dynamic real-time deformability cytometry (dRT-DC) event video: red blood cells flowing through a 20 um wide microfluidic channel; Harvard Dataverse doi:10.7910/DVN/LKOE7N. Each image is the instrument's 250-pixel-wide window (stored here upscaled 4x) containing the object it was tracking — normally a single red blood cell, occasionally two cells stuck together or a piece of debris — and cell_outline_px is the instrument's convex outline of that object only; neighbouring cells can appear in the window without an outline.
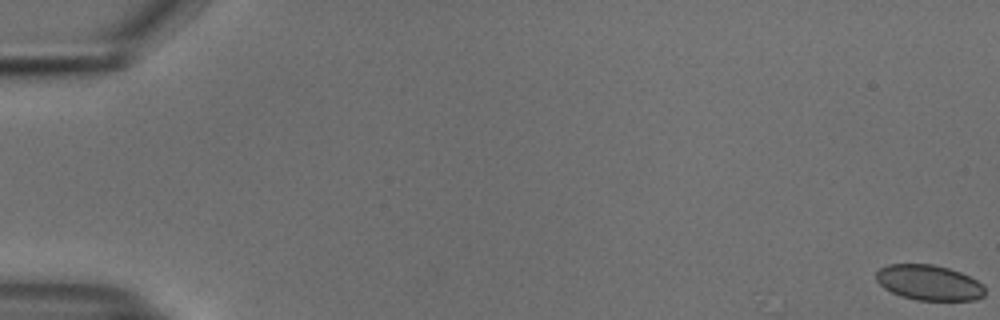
{"species": "common noctule bat (a hibernating species)", "species_latin": "Nyctalus noctula", "temperature_condition": "cold", "stored_images_in_passage": 10, "camera_frame_rate_fps": 3000, "um_per_image_px": 0.085, "animal": {"sex": "male", "body_mass_g": 18.8}, "frame": {"image": 1, "passage_image": 1, "time_ms": 0.0, "image_size_px": [1000, 320], "cell_outline_px": [[984, 296], [976, 300], [916, 300], [900, 296], [884, 288], [876, 280], [876, 272], [880, 268], [888, 264], [932, 264], [948, 268], [960, 272], [984, 284]], "centroid_in_image_um": [78.96, 24.02], "position_along_channel_um": 6.0, "area_um2": 22.43}}